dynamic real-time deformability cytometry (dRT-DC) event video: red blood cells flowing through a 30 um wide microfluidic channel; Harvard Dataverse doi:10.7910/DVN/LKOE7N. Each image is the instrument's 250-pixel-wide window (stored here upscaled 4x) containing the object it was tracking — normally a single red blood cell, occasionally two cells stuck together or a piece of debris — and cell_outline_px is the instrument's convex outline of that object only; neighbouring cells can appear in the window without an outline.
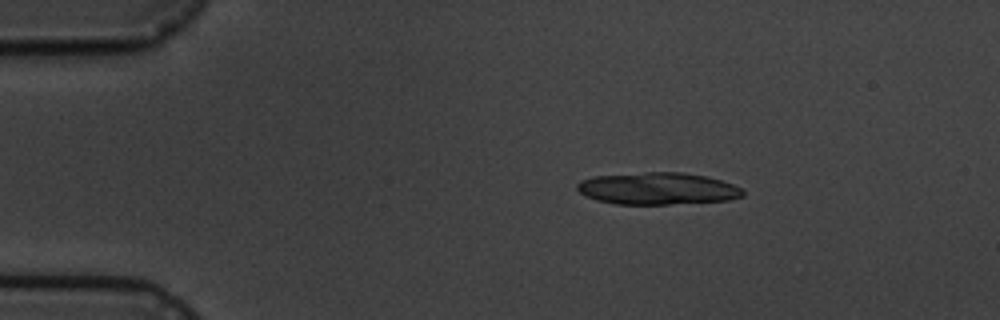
{"species": "common noctule bat (a hibernating species)", "species_latin": "Nyctalus noctula", "temperature_condition": "cold", "stored_images_in_passage": 3, "camera_frame_rate_fps": 3000, "um_per_image_px": 0.085, "animal": {"sex": "male", "body_mass_g": 19.5, "forearm_length_mm": 54.6}, "frame": {"image": 1, "passage_image": 1, "time_ms": 0.0, "image_size_px": [1000, 320], "cell_outline_px": [[744, 196], [728, 200], [668, 204], [616, 204], [596, 200], [584, 196], [576, 188], [576, 184], [580, 180], [596, 176], [644, 172], [684, 172], [708, 176], [732, 184], [740, 188], [744, 192]], "centroid_in_image_um": [55.87, 16.02], "position_along_channel_um": 29.1, "area_um2": 31.04}}